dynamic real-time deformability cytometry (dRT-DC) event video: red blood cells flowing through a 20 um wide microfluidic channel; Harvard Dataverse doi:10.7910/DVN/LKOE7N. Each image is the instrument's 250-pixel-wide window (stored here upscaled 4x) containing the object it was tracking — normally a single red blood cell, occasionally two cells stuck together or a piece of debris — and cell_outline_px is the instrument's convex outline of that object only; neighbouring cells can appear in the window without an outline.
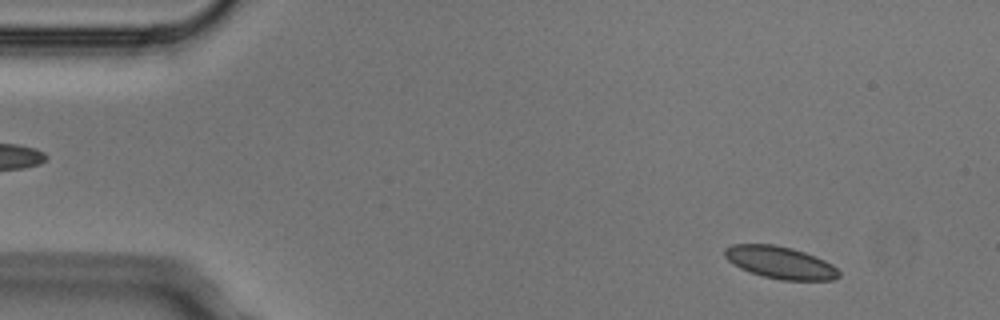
{"species": "Egyptian fruit bat (a non-hibernating species)", "species_latin": "Rousettus aegyptiacus", "temperature_condition": "cold", "stored_images_in_passage": 5, "camera_frame_rate_fps": 3000, "um_per_image_px": 0.085, "animal": {"sex": "male"}, "frame": {"image": 1, "passage_image": 1, "time_ms": 0.0, "image_size_px": [1000, 320], "cell_outline_px": [[840, 276], [836, 280], [780, 280], [764, 276], [740, 268], [732, 264], [724, 256], [724, 248], [732, 244], [772, 244], [792, 248], [804, 252], [824, 260], [832, 264], [840, 272]], "centroid_in_image_um": [66.31, 22.31], "position_along_channel_um": 18.7, "area_um2": 21.44}}
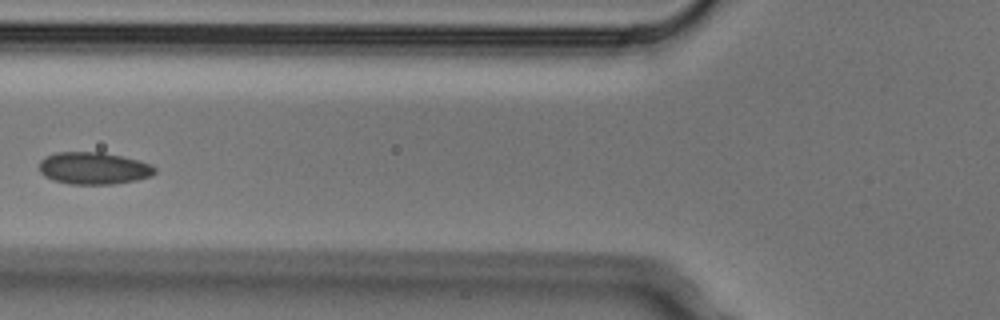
{"frame": {"image": 2, "passage_image": 5, "time_ms": 1.333, "image_size_px": [1000, 320], "cell_outline_px": [[156, 172], [152, 176], [136, 180], [116, 184], [68, 184], [52, 180], [44, 176], [40, 172], [40, 160], [56, 152], [100, 152], [120, 156], [152, 164], [156, 168]], "centroid_in_image_um": [7.97, 14.31], "position_along_channel_um": 117.8, "area_um2": 21.68}}